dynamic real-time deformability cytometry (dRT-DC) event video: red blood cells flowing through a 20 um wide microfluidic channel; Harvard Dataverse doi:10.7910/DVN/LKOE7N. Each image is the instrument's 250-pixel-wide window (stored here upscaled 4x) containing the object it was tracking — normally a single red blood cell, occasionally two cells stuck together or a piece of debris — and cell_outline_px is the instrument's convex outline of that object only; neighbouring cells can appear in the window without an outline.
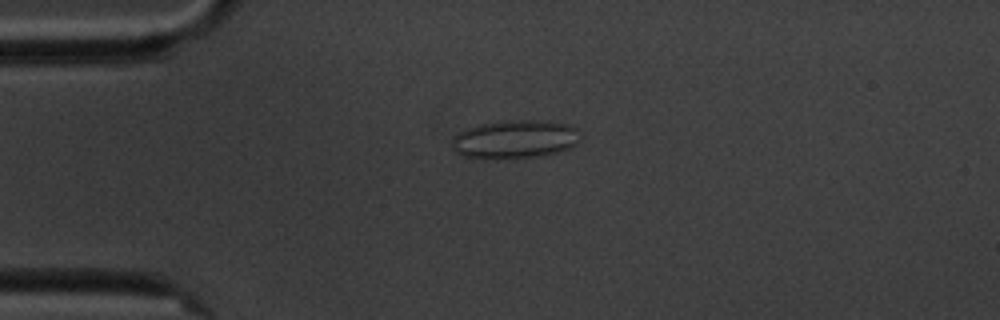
{"species": "common noctule bat (a hibernating species)", "species_latin": "Nyctalus noctula", "temperature_condition": "cold", "stored_images_in_passage": 4, "camera_frame_rate_fps": 3000, "um_per_image_px": 0.085, "animal": {"sex": "male", "body_mass_g": 20.1, "forearm_length_mm": 53.5}, "frame": {"image": 1, "passage_image": 2, "time_ms": 1.0, "image_size_px": [1000, 320], "cell_outline_px": [[584, 136], [576, 144], [568, 148], [544, 156], [496, 160], [460, 156], [452, 148], [452, 136], [468, 128], [480, 124], [512, 120], [548, 120], [572, 124]], "centroid_in_image_um": [43.81, 11.85], "position_along_channel_um": 41.2, "area_um2": 29.54}}
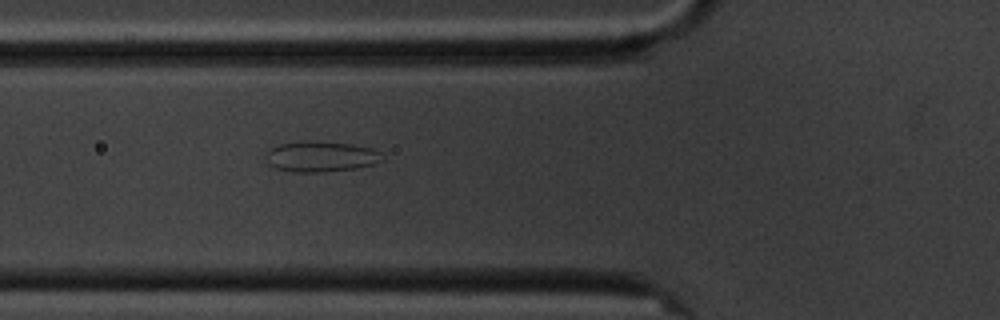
{"frame": {"image": 2, "passage_image": 4, "time_ms": 3.333, "image_size_px": [1000, 320], "cell_outline_px": [[384, 160], [372, 164], [356, 168], [324, 172], [292, 172], [276, 168], [268, 164], [268, 152], [272, 148], [280, 144], [300, 140], [308, 140], [352, 144], [372, 148], [380, 152]], "centroid_in_image_um": [27.29, 13.3], "position_along_channel_um": 98.5, "area_um2": 20.75}}